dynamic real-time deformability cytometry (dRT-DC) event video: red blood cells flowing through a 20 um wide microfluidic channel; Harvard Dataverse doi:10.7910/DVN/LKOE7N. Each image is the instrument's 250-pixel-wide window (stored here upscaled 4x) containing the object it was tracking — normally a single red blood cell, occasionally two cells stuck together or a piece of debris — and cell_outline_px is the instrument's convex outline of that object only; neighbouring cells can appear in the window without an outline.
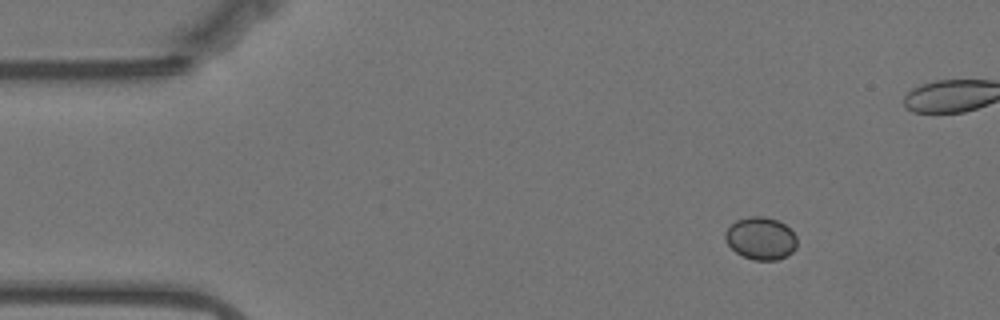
{"species": "Egyptian fruit bat (a non-hibernating species)", "species_latin": "Rousettus aegyptiacus", "temperature_condition": "warm", "stored_images_in_passage": 12, "camera_frame_rate_fps": 3000, "um_per_image_px": 0.085, "animal": {"sex": "female"}, "frame": {"image": 1, "passage_image": 1, "time_ms": 0.0, "image_size_px": [1000, 320], "cell_outline_px": [[796, 248], [792, 252], [776, 260], [752, 260], [736, 252], [728, 244], [724, 236], [724, 232], [736, 220], [748, 216], [764, 216], [776, 220], [784, 224], [796, 236]], "centroid_in_image_um": [64.65, 20.25], "position_along_channel_um": 20.4, "area_um2": 17.63}}
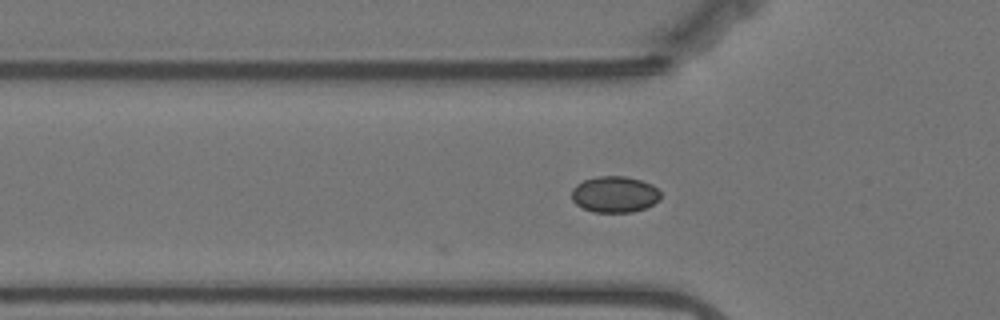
{"frame": {"image": 2, "passage_image": 12, "time_ms": 3.667, "image_size_px": [1000, 320], "cell_outline_px": [[660, 200], [644, 208], [632, 212], [592, 212], [576, 204], [572, 200], [572, 188], [576, 184], [584, 180], [596, 176], [624, 176], [640, 180], [652, 184], [660, 192]], "centroid_in_image_um": [52.23, 16.51], "position_along_channel_um": 73.6, "area_um2": 18.79}}